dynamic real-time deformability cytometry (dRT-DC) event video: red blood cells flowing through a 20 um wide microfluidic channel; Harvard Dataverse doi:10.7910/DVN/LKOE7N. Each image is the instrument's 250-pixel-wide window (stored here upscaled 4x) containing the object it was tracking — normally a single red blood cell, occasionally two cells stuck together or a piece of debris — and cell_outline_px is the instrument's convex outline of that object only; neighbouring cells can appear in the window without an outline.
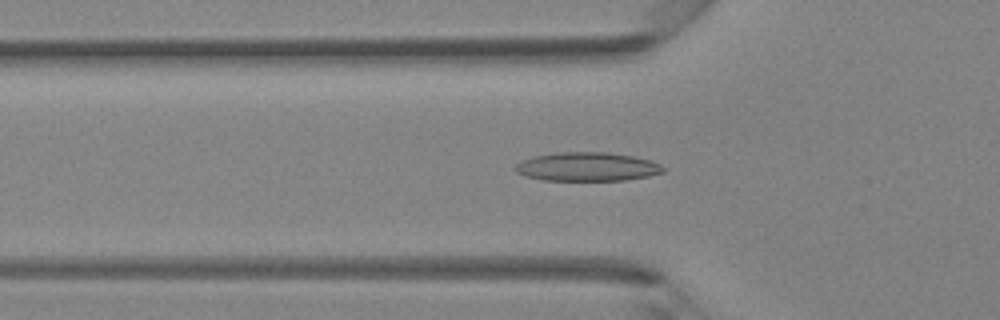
{"species": "Egyptian fruit bat (a non-hibernating species)", "species_latin": "Rousettus aegyptiacus", "temperature_condition": "room temperature", "stored_images_in_passage": 42, "camera_frame_rate_fps": 3000, "um_per_image_px": 0.085, "animal": {"sex": "female"}, "frame": {"image": 1, "passage_image": 13, "time_ms": 4.0, "image_size_px": [1000, 320], "cell_outline_px": [[664, 172], [648, 176], [624, 180], [544, 180], [524, 176], [516, 172], [516, 164], [532, 156], [556, 152], [608, 152], [632, 156], [652, 160], [660, 164], [664, 168]], "centroid_in_image_um": [49.92, 14.16], "position_along_channel_um": 75.9, "area_um2": 24.8}}
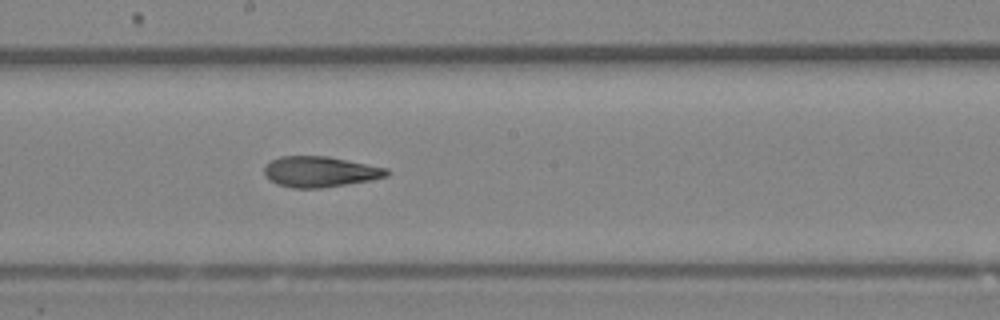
{"frame": {"image": 2, "passage_image": 22, "time_ms": 7.0, "image_size_px": [1000, 320], "cell_outline_px": [[388, 176], [372, 180], [320, 188], [292, 188], [276, 184], [268, 180], [264, 172], [264, 168], [272, 160], [280, 156], [328, 156], [388, 168]], "centroid_in_image_um": [27.2, 14.6], "position_along_channel_um": 221.0, "area_um2": 21.91}}
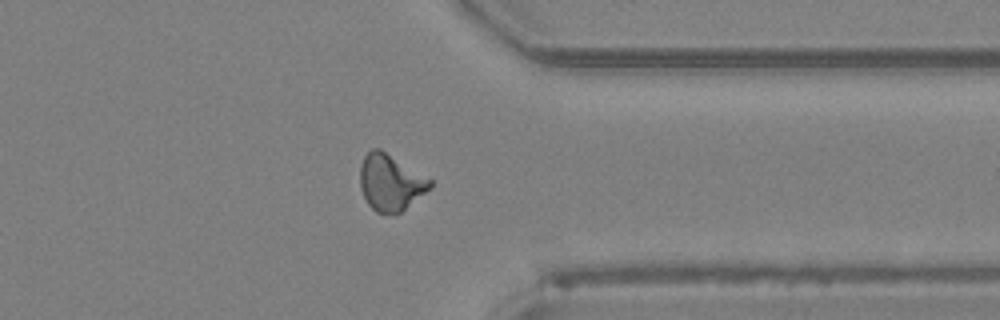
{"frame": {"image": 3, "passage_image": 32, "time_ms": 10.333, "image_size_px": [1000, 320], "cell_outline_px": [[432, 188], [400, 212], [376, 212], [368, 204], [360, 188], [360, 164], [364, 156], [372, 148], [380, 148], [432, 180]], "centroid_in_image_um": [33.18, 15.48], "position_along_channel_um": 378.2, "area_um2": 22.77}}